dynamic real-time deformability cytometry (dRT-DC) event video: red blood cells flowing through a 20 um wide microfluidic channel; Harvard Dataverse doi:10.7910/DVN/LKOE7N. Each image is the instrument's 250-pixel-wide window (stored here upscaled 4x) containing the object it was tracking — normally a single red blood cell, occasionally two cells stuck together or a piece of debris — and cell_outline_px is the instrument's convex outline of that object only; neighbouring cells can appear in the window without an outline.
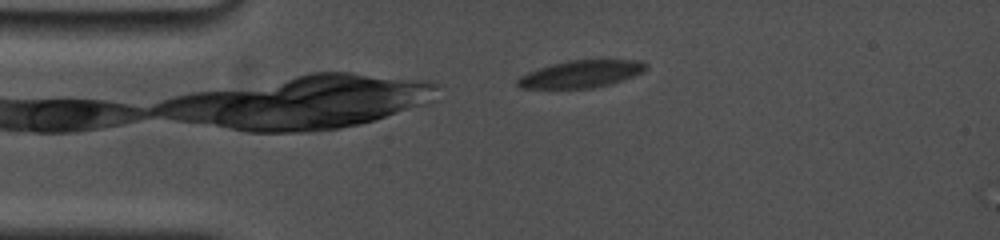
{"species": "common noctule bat (a hibernating species)", "species_latin": "Nyctalus noctula", "temperature_condition": "cold", "stored_images_in_passage": 7, "camera_frame_rate_fps": 5000, "um_per_image_px": 0.085, "animal": {"sex": "female", "body_mass_g": 19.0, "forearm_length_mm": 53.3}, "frame": {"image": 1, "passage_image": 3, "time_ms": 0.4, "image_size_px": [1000, 240], "cell_outline_px": [[648, 68], [644, 72], [612, 84], [592, 88], [520, 88], [516, 84], [516, 80], [520, 76], [528, 72], [552, 64], [568, 60], [640, 60], [648, 64]], "centroid_in_image_um": [49.43, 6.29], "position_along_channel_um": 35.6, "area_um2": 20.46}}